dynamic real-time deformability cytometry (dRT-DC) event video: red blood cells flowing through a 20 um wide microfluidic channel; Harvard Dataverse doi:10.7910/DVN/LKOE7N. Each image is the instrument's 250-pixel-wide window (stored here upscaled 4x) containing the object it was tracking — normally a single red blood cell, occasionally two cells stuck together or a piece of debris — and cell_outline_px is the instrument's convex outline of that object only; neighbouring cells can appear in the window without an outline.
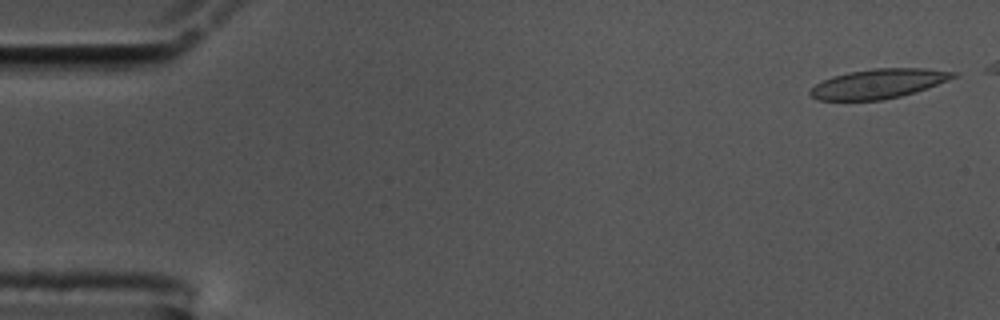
{"species": "common noctule bat (a hibernating species)", "species_latin": "Nyctalus noctula", "temperature_condition": "cold", "stored_images_in_passage": 50, "camera_frame_rate_fps": 3000, "um_per_image_px": 0.085, "animal": {"sex": "male", "body_mass_g": 17.5, "forearm_length_mm": 52.3}, "frame": {"image": 1, "passage_image": 2, "time_ms": 0.333, "image_size_px": [1000, 320], "cell_outline_px": [[960, 76], [916, 92], [884, 100], [820, 100], [812, 96], [808, 92], [816, 84], [832, 76], [848, 72], [872, 68], [924, 68], [956, 72]], "centroid_in_image_um": [74.71, 7.1], "position_along_channel_um": 10.3, "area_um2": 24.62}}
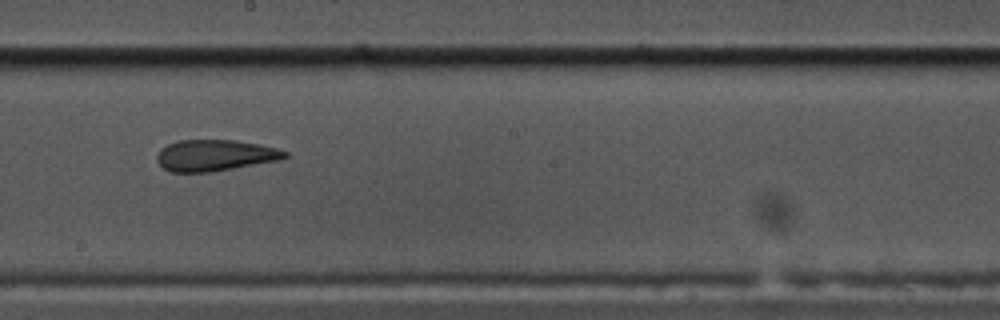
{"frame": {"image": 2, "passage_image": 31, "time_ms": 10.0, "image_size_px": [1000, 320], "cell_outline_px": [[288, 156], [280, 160], [212, 172], [172, 172], [164, 168], [156, 160], [156, 156], [160, 148], [168, 144], [180, 140], [236, 140], [260, 144], [276, 148], [288, 152]], "centroid_in_image_um": [18.28, 13.2], "position_along_channel_um": 229.9, "area_um2": 23.41}}
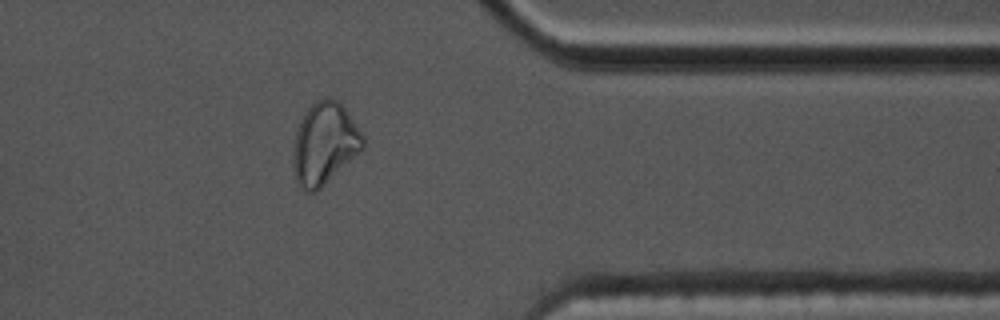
{"frame": {"image": 3, "passage_image": 45, "time_ms": 14.667, "image_size_px": [1000, 320], "cell_outline_px": [[364, 148], [316, 192], [304, 192], [300, 188], [296, 180], [292, 168], [292, 156], [296, 132], [300, 120], [304, 112], [316, 100], [324, 96], [328, 96], [336, 100], [348, 112], [364, 136]], "centroid_in_image_um": [27.55, 12.21], "position_along_channel_um": 383.8, "area_um2": 33.47}}